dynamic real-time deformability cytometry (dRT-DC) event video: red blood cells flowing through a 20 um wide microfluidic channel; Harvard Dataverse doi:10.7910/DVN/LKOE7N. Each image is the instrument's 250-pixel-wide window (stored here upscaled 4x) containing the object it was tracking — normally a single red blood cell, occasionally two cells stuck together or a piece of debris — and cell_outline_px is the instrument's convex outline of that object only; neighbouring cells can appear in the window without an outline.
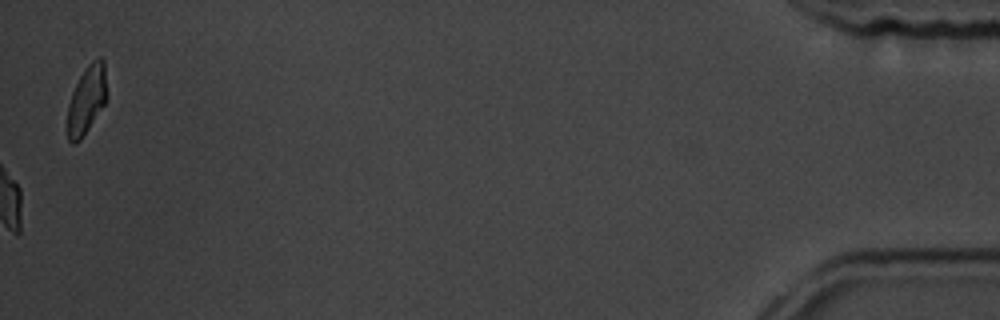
{"species": "common noctule bat (a hibernating species)", "species_latin": "Nyctalus noctula", "temperature_condition": "room temperature", "stored_images_in_passage": 59, "camera_frame_rate_fps": 3000, "um_per_image_px": 0.085, "animal": {"sex": "male", "body_mass_g": 19.5, "forearm_length_mm": 54.6}, "frame": {"image": 1, "passage_image": 59, "time_ms": 19.333, "image_size_px": [1000, 320], "cell_outline_px": [[104, 104], [80, 140], [76, 144], [72, 144], [68, 140], [68, 104], [72, 92], [84, 68], [96, 56], [100, 56], [104, 60]], "centroid_in_image_um": [7.32, 8.47], "position_along_channel_um": 427.9, "area_um2": 15.09}, "authors_computed_cell_mechanics": {"area_um2": 17.051, "velocity_mm_per_s": 3.5283, "shape_relaxation_time_tau1_ms": 3.7022, "shape_relaxation_time_tau2_ms": 1.3528, "deformation_change_tau1": 0.1844, "deformation_change_tau2": 0.0862}}